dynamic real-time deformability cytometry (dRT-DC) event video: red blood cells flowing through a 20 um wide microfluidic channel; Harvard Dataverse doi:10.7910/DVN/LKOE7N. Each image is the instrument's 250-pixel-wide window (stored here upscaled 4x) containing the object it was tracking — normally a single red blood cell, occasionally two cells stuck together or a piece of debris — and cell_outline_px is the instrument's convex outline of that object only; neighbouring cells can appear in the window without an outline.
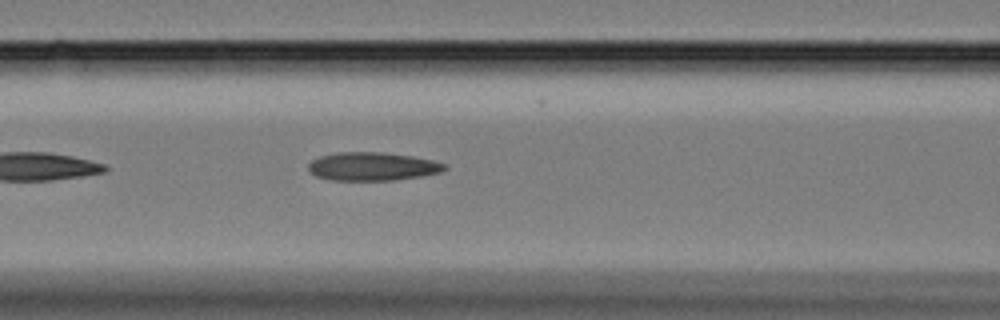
{"species": "Egyptian fruit bat (a non-hibernating species)", "species_latin": "Rousettus aegyptiacus", "temperature_condition": "cold", "stored_images_in_passage": 15, "camera_frame_rate_fps": 3000, "um_per_image_px": 0.085, "animal": {"sex": "female"}, "frame": {"image": 1, "passage_image": 7, "time_ms": 2.0, "image_size_px": [1000, 320], "cell_outline_px": [[448, 168], [440, 172], [424, 176], [396, 180], [328, 180], [316, 176], [308, 168], [308, 164], [312, 160], [320, 156], [336, 152], [380, 152], [412, 156], [432, 160], [444, 164]], "centroid_in_image_um": [31.65, 14.15], "position_along_channel_um": 134.9, "area_um2": 22.54}}
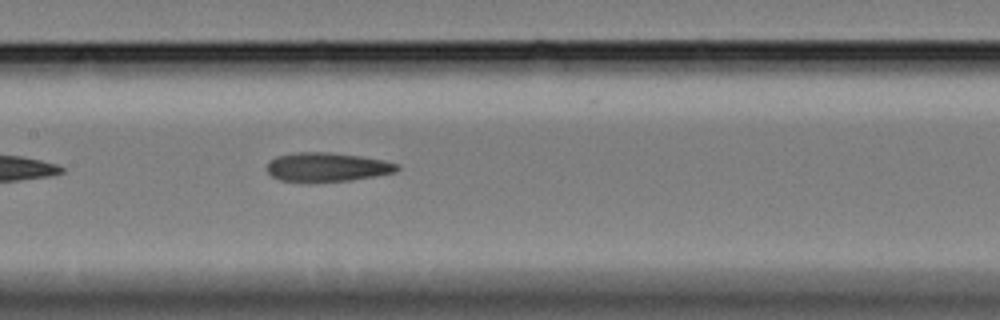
{"frame": {"image": 2, "passage_image": 11, "time_ms": 3.333, "image_size_px": [1000, 320], "cell_outline_px": [[400, 168], [396, 172], [376, 176], [352, 180], [308, 184], [280, 180], [272, 176], [268, 172], [268, 164], [276, 156], [296, 152], [328, 152], [360, 156], [384, 160], [400, 164]], "centroid_in_image_um": [27.82, 14.23], "position_along_channel_um": 179.6, "area_um2": 22.54}}